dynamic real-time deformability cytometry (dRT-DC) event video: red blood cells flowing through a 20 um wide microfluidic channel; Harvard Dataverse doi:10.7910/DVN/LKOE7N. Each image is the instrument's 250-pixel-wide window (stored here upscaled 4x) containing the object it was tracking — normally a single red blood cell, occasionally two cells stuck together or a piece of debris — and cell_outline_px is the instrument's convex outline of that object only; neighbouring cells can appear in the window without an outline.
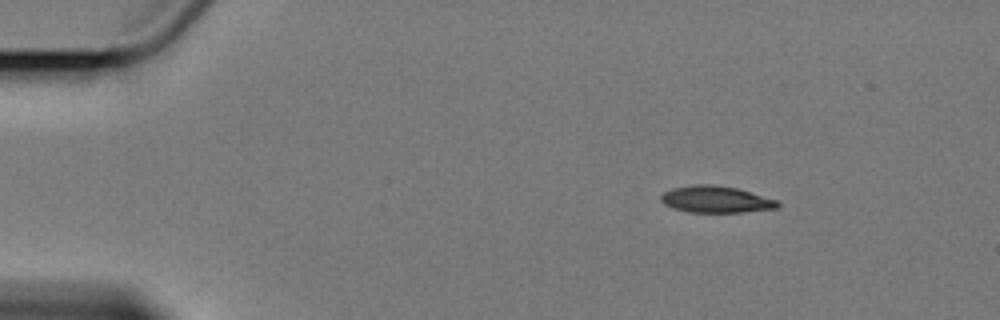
{"species": "Egyptian fruit bat (a non-hibernating species)", "species_latin": "Rousettus aegyptiacus", "temperature_condition": "cold", "stored_images_in_passage": 3, "camera_frame_rate_fps": 3000, "um_per_image_px": 0.085, "animal": {"sex": "female"}, "frame": {"image": 1, "passage_image": 1, "time_ms": 0.0, "image_size_px": [1000, 320], "cell_outline_px": [[780, 204], [776, 208], [740, 212], [688, 212], [672, 208], [664, 204], [660, 200], [660, 196], [664, 192], [672, 188], [692, 184], [712, 184], [736, 188], [776, 200]], "centroid_in_image_um": [60.78, 16.94], "position_along_channel_um": 24.2, "area_um2": 18.03}}